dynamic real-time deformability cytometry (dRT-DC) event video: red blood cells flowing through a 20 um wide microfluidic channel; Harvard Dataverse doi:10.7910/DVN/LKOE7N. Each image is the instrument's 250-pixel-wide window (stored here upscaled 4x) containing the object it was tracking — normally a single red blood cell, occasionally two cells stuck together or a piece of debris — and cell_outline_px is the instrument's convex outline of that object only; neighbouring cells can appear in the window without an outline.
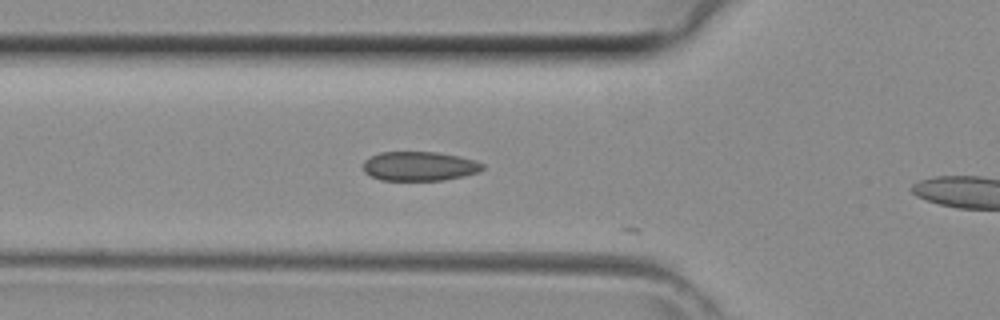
{"species": "common noctule bat (a hibernating species)", "species_latin": "Nyctalus noctula", "temperature_condition": "room temperature", "stored_images_in_passage": 9, "camera_frame_rate_fps": 3000, "um_per_image_px": 0.085, "animal": {"sex": "female", "body_mass_g": 29.2, "forearm_length_mm": 56.3}, "frame": {"image": 1, "passage_image": 7, "time_ms": 2.0, "image_size_px": [1000, 320], "cell_outline_px": [[484, 168], [480, 172], [464, 176], [444, 180], [380, 180], [364, 172], [364, 160], [380, 152], [436, 152], [460, 156], [476, 160], [484, 164]], "centroid_in_image_um": [35.69, 14.12], "position_along_channel_um": 90.1, "area_um2": 20.46}}